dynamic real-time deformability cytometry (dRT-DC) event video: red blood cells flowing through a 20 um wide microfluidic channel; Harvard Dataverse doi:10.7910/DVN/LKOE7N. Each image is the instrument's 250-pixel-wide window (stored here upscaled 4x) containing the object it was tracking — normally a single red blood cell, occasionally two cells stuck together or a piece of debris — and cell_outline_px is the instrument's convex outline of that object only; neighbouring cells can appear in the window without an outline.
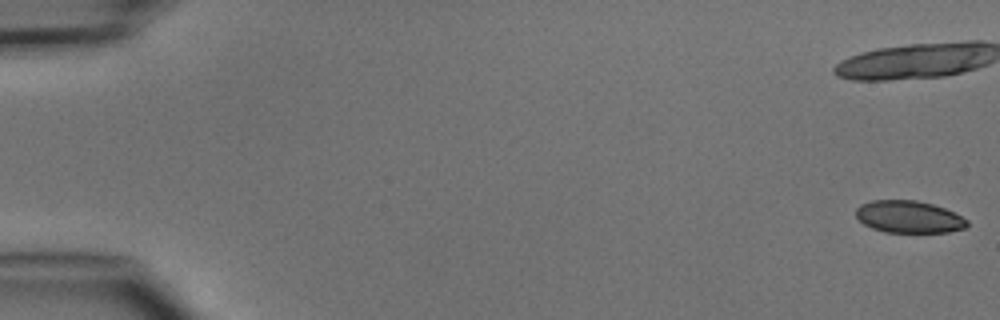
{"species": "common noctule bat (a hibernating species)", "species_latin": "Nyctalus noctula", "temperature_condition": "cold", "stored_images_in_passage": 7, "camera_frame_rate_fps": 3000, "um_per_image_px": 0.085, "animal": {"sex": "male", "body_mass_g": 15.6}, "frame": {"image": 1, "passage_image": 1, "time_ms": 0.0, "image_size_px": [1000, 320], "cell_outline_px": [[968, 224], [964, 228], [948, 232], [884, 232], [872, 228], [864, 224], [856, 216], [856, 208], [860, 204], [872, 200], [916, 200], [932, 204], [944, 208], [968, 220]], "centroid_in_image_um": [77.22, 18.43], "position_along_channel_um": 7.8, "area_um2": 20.75}}